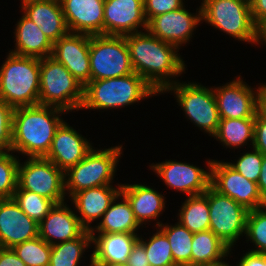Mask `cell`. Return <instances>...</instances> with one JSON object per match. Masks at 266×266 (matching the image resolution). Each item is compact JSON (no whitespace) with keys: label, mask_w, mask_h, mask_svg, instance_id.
Returning <instances> with one entry per match:
<instances>
[{"label":"cell","mask_w":266,"mask_h":266,"mask_svg":"<svg viewBox=\"0 0 266 266\" xmlns=\"http://www.w3.org/2000/svg\"><path fill=\"white\" fill-rule=\"evenodd\" d=\"M134 72L140 75L158 96L183 73L187 65L179 49L158 39L148 30L125 35Z\"/></svg>","instance_id":"cell-1"},{"label":"cell","mask_w":266,"mask_h":266,"mask_svg":"<svg viewBox=\"0 0 266 266\" xmlns=\"http://www.w3.org/2000/svg\"><path fill=\"white\" fill-rule=\"evenodd\" d=\"M65 113L62 108L47 105L14 108L11 151L21 153L23 159L45 157Z\"/></svg>","instance_id":"cell-2"},{"label":"cell","mask_w":266,"mask_h":266,"mask_svg":"<svg viewBox=\"0 0 266 266\" xmlns=\"http://www.w3.org/2000/svg\"><path fill=\"white\" fill-rule=\"evenodd\" d=\"M158 93L137 73L91 80L84 86L83 103L80 108L87 110H113L138 104L139 102L157 96Z\"/></svg>","instance_id":"cell-3"},{"label":"cell","mask_w":266,"mask_h":266,"mask_svg":"<svg viewBox=\"0 0 266 266\" xmlns=\"http://www.w3.org/2000/svg\"><path fill=\"white\" fill-rule=\"evenodd\" d=\"M40 58L9 52L0 66V99L13 108L39 105Z\"/></svg>","instance_id":"cell-4"},{"label":"cell","mask_w":266,"mask_h":266,"mask_svg":"<svg viewBox=\"0 0 266 266\" xmlns=\"http://www.w3.org/2000/svg\"><path fill=\"white\" fill-rule=\"evenodd\" d=\"M123 149V144L104 149L93 147L77 165L70 167L65 172L68 199L85 189L113 185Z\"/></svg>","instance_id":"cell-5"},{"label":"cell","mask_w":266,"mask_h":266,"mask_svg":"<svg viewBox=\"0 0 266 266\" xmlns=\"http://www.w3.org/2000/svg\"><path fill=\"white\" fill-rule=\"evenodd\" d=\"M200 4L202 23L242 43L256 45L257 26L252 19L250 0H202Z\"/></svg>","instance_id":"cell-6"},{"label":"cell","mask_w":266,"mask_h":266,"mask_svg":"<svg viewBox=\"0 0 266 266\" xmlns=\"http://www.w3.org/2000/svg\"><path fill=\"white\" fill-rule=\"evenodd\" d=\"M84 86L53 57L40 58L39 105L55 106L69 112L79 111Z\"/></svg>","instance_id":"cell-7"},{"label":"cell","mask_w":266,"mask_h":266,"mask_svg":"<svg viewBox=\"0 0 266 266\" xmlns=\"http://www.w3.org/2000/svg\"><path fill=\"white\" fill-rule=\"evenodd\" d=\"M172 93L185 118L190 120L198 130L212 136L220 122L213 86L208 87L197 81L181 80L169 86L162 94Z\"/></svg>","instance_id":"cell-8"},{"label":"cell","mask_w":266,"mask_h":266,"mask_svg":"<svg viewBox=\"0 0 266 266\" xmlns=\"http://www.w3.org/2000/svg\"><path fill=\"white\" fill-rule=\"evenodd\" d=\"M91 80L129 75L134 72L125 36L90 35Z\"/></svg>","instance_id":"cell-9"},{"label":"cell","mask_w":266,"mask_h":266,"mask_svg":"<svg viewBox=\"0 0 266 266\" xmlns=\"http://www.w3.org/2000/svg\"><path fill=\"white\" fill-rule=\"evenodd\" d=\"M17 186L52 200L66 201L65 172L44 157L27 158L19 162Z\"/></svg>","instance_id":"cell-10"},{"label":"cell","mask_w":266,"mask_h":266,"mask_svg":"<svg viewBox=\"0 0 266 266\" xmlns=\"http://www.w3.org/2000/svg\"><path fill=\"white\" fill-rule=\"evenodd\" d=\"M209 204V229L218 236L230 249L245 236L248 211L232 198L222 195L211 186L207 189ZM241 237V238H240Z\"/></svg>","instance_id":"cell-11"},{"label":"cell","mask_w":266,"mask_h":266,"mask_svg":"<svg viewBox=\"0 0 266 266\" xmlns=\"http://www.w3.org/2000/svg\"><path fill=\"white\" fill-rule=\"evenodd\" d=\"M241 77L240 74L230 82L213 86L220 118H255L260 110V99L266 83H258L259 85L253 88Z\"/></svg>","instance_id":"cell-12"},{"label":"cell","mask_w":266,"mask_h":266,"mask_svg":"<svg viewBox=\"0 0 266 266\" xmlns=\"http://www.w3.org/2000/svg\"><path fill=\"white\" fill-rule=\"evenodd\" d=\"M212 161L213 159H206V170L190 162L175 159L151 163L149 168L160 177L167 188L189 197L203 194L210 187Z\"/></svg>","instance_id":"cell-13"},{"label":"cell","mask_w":266,"mask_h":266,"mask_svg":"<svg viewBox=\"0 0 266 266\" xmlns=\"http://www.w3.org/2000/svg\"><path fill=\"white\" fill-rule=\"evenodd\" d=\"M210 169V186L218 193L232 198L247 210L266 206L257 183L242 176L228 161L213 159Z\"/></svg>","instance_id":"cell-14"},{"label":"cell","mask_w":266,"mask_h":266,"mask_svg":"<svg viewBox=\"0 0 266 266\" xmlns=\"http://www.w3.org/2000/svg\"><path fill=\"white\" fill-rule=\"evenodd\" d=\"M201 23V6L196 8V13H192L184 5L175 11L153 17L148 22L147 30L153 36L175 45L180 50L192 41L194 31Z\"/></svg>","instance_id":"cell-15"},{"label":"cell","mask_w":266,"mask_h":266,"mask_svg":"<svg viewBox=\"0 0 266 266\" xmlns=\"http://www.w3.org/2000/svg\"><path fill=\"white\" fill-rule=\"evenodd\" d=\"M147 26L144 0H105L103 35L125 36Z\"/></svg>","instance_id":"cell-16"},{"label":"cell","mask_w":266,"mask_h":266,"mask_svg":"<svg viewBox=\"0 0 266 266\" xmlns=\"http://www.w3.org/2000/svg\"><path fill=\"white\" fill-rule=\"evenodd\" d=\"M89 47L90 35L69 32L53 44L51 55L83 86L91 81Z\"/></svg>","instance_id":"cell-17"},{"label":"cell","mask_w":266,"mask_h":266,"mask_svg":"<svg viewBox=\"0 0 266 266\" xmlns=\"http://www.w3.org/2000/svg\"><path fill=\"white\" fill-rule=\"evenodd\" d=\"M93 143L80 134L65 120L56 129L48 154L44 157L66 172L77 165L94 147Z\"/></svg>","instance_id":"cell-18"},{"label":"cell","mask_w":266,"mask_h":266,"mask_svg":"<svg viewBox=\"0 0 266 266\" xmlns=\"http://www.w3.org/2000/svg\"><path fill=\"white\" fill-rule=\"evenodd\" d=\"M38 236V223L24 213L13 198L0 199L1 248H13Z\"/></svg>","instance_id":"cell-19"},{"label":"cell","mask_w":266,"mask_h":266,"mask_svg":"<svg viewBox=\"0 0 266 266\" xmlns=\"http://www.w3.org/2000/svg\"><path fill=\"white\" fill-rule=\"evenodd\" d=\"M73 209L66 201L55 204L38 224L39 237L51 246L80 237L87 229Z\"/></svg>","instance_id":"cell-20"},{"label":"cell","mask_w":266,"mask_h":266,"mask_svg":"<svg viewBox=\"0 0 266 266\" xmlns=\"http://www.w3.org/2000/svg\"><path fill=\"white\" fill-rule=\"evenodd\" d=\"M105 0H60L70 33L103 35Z\"/></svg>","instance_id":"cell-21"},{"label":"cell","mask_w":266,"mask_h":266,"mask_svg":"<svg viewBox=\"0 0 266 266\" xmlns=\"http://www.w3.org/2000/svg\"><path fill=\"white\" fill-rule=\"evenodd\" d=\"M121 187L122 183H116L114 186L103 185L82 190L69 198L78 219L87 230L94 227L93 223L95 221H97L95 223H98L101 220L113 200L121 193Z\"/></svg>","instance_id":"cell-22"},{"label":"cell","mask_w":266,"mask_h":266,"mask_svg":"<svg viewBox=\"0 0 266 266\" xmlns=\"http://www.w3.org/2000/svg\"><path fill=\"white\" fill-rule=\"evenodd\" d=\"M121 192L126 196L131 204L135 219L143 227L149 223L159 227L163 222L158 217L162 216L166 208L165 195L158 192L150 185L145 183H122ZM144 224V225H143Z\"/></svg>","instance_id":"cell-23"},{"label":"cell","mask_w":266,"mask_h":266,"mask_svg":"<svg viewBox=\"0 0 266 266\" xmlns=\"http://www.w3.org/2000/svg\"><path fill=\"white\" fill-rule=\"evenodd\" d=\"M21 13L33 21L54 44L69 33L60 0L20 3Z\"/></svg>","instance_id":"cell-24"},{"label":"cell","mask_w":266,"mask_h":266,"mask_svg":"<svg viewBox=\"0 0 266 266\" xmlns=\"http://www.w3.org/2000/svg\"><path fill=\"white\" fill-rule=\"evenodd\" d=\"M138 233H92V263L127 264Z\"/></svg>","instance_id":"cell-25"},{"label":"cell","mask_w":266,"mask_h":266,"mask_svg":"<svg viewBox=\"0 0 266 266\" xmlns=\"http://www.w3.org/2000/svg\"><path fill=\"white\" fill-rule=\"evenodd\" d=\"M15 25L13 32L15 48L8 52L36 58L52 55L53 43L33 21L23 14Z\"/></svg>","instance_id":"cell-26"},{"label":"cell","mask_w":266,"mask_h":266,"mask_svg":"<svg viewBox=\"0 0 266 266\" xmlns=\"http://www.w3.org/2000/svg\"><path fill=\"white\" fill-rule=\"evenodd\" d=\"M140 227L130 202L121 192L105 211L100 222L91 229V233H137L142 229Z\"/></svg>","instance_id":"cell-27"},{"label":"cell","mask_w":266,"mask_h":266,"mask_svg":"<svg viewBox=\"0 0 266 266\" xmlns=\"http://www.w3.org/2000/svg\"><path fill=\"white\" fill-rule=\"evenodd\" d=\"M191 250V266L214 264L232 256L231 249L210 229L194 233Z\"/></svg>","instance_id":"cell-28"},{"label":"cell","mask_w":266,"mask_h":266,"mask_svg":"<svg viewBox=\"0 0 266 266\" xmlns=\"http://www.w3.org/2000/svg\"><path fill=\"white\" fill-rule=\"evenodd\" d=\"M254 123L255 118L229 119L220 118L218 129L212 136L219 144L229 149H242L244 146L254 143ZM250 143V144H249Z\"/></svg>","instance_id":"cell-29"},{"label":"cell","mask_w":266,"mask_h":266,"mask_svg":"<svg viewBox=\"0 0 266 266\" xmlns=\"http://www.w3.org/2000/svg\"><path fill=\"white\" fill-rule=\"evenodd\" d=\"M89 248H92V233L86 230L76 239L52 245L49 266H79L81 261H85L83 255ZM89 260L87 266H92V254Z\"/></svg>","instance_id":"cell-30"},{"label":"cell","mask_w":266,"mask_h":266,"mask_svg":"<svg viewBox=\"0 0 266 266\" xmlns=\"http://www.w3.org/2000/svg\"><path fill=\"white\" fill-rule=\"evenodd\" d=\"M177 215V220L193 234L209 230L207 190L203 194L192 195L184 199Z\"/></svg>","instance_id":"cell-31"},{"label":"cell","mask_w":266,"mask_h":266,"mask_svg":"<svg viewBox=\"0 0 266 266\" xmlns=\"http://www.w3.org/2000/svg\"><path fill=\"white\" fill-rule=\"evenodd\" d=\"M162 223L158 228L166 235L177 266H191V244L194 234L179 221L174 225Z\"/></svg>","instance_id":"cell-32"},{"label":"cell","mask_w":266,"mask_h":266,"mask_svg":"<svg viewBox=\"0 0 266 266\" xmlns=\"http://www.w3.org/2000/svg\"><path fill=\"white\" fill-rule=\"evenodd\" d=\"M156 232L148 236L139 235V241L144 245L151 266H177L174 262L170 243L166 235L156 227ZM143 237V238H142Z\"/></svg>","instance_id":"cell-33"},{"label":"cell","mask_w":266,"mask_h":266,"mask_svg":"<svg viewBox=\"0 0 266 266\" xmlns=\"http://www.w3.org/2000/svg\"><path fill=\"white\" fill-rule=\"evenodd\" d=\"M13 199L22 211L38 224L55 205L52 200L40 196L35 192L20 189L18 186L14 192Z\"/></svg>","instance_id":"cell-34"},{"label":"cell","mask_w":266,"mask_h":266,"mask_svg":"<svg viewBox=\"0 0 266 266\" xmlns=\"http://www.w3.org/2000/svg\"><path fill=\"white\" fill-rule=\"evenodd\" d=\"M245 238L254 246L248 251L266 254V206L248 211Z\"/></svg>","instance_id":"cell-35"},{"label":"cell","mask_w":266,"mask_h":266,"mask_svg":"<svg viewBox=\"0 0 266 266\" xmlns=\"http://www.w3.org/2000/svg\"><path fill=\"white\" fill-rule=\"evenodd\" d=\"M12 249L27 266H49L51 245L39 236L17 244Z\"/></svg>","instance_id":"cell-36"},{"label":"cell","mask_w":266,"mask_h":266,"mask_svg":"<svg viewBox=\"0 0 266 266\" xmlns=\"http://www.w3.org/2000/svg\"><path fill=\"white\" fill-rule=\"evenodd\" d=\"M20 160L12 151L0 152V199L13 198L17 189Z\"/></svg>","instance_id":"cell-37"},{"label":"cell","mask_w":266,"mask_h":266,"mask_svg":"<svg viewBox=\"0 0 266 266\" xmlns=\"http://www.w3.org/2000/svg\"><path fill=\"white\" fill-rule=\"evenodd\" d=\"M240 154L237 160H235L236 163L233 161L228 162V164L248 180L257 183L260 176L263 154L253 147L251 150H246Z\"/></svg>","instance_id":"cell-38"},{"label":"cell","mask_w":266,"mask_h":266,"mask_svg":"<svg viewBox=\"0 0 266 266\" xmlns=\"http://www.w3.org/2000/svg\"><path fill=\"white\" fill-rule=\"evenodd\" d=\"M14 108L0 99V152L11 151Z\"/></svg>","instance_id":"cell-39"},{"label":"cell","mask_w":266,"mask_h":266,"mask_svg":"<svg viewBox=\"0 0 266 266\" xmlns=\"http://www.w3.org/2000/svg\"><path fill=\"white\" fill-rule=\"evenodd\" d=\"M185 0H144V14L147 22L153 17L175 11L185 5Z\"/></svg>","instance_id":"cell-40"},{"label":"cell","mask_w":266,"mask_h":266,"mask_svg":"<svg viewBox=\"0 0 266 266\" xmlns=\"http://www.w3.org/2000/svg\"><path fill=\"white\" fill-rule=\"evenodd\" d=\"M253 148L266 155V115L261 110L255 117Z\"/></svg>","instance_id":"cell-41"},{"label":"cell","mask_w":266,"mask_h":266,"mask_svg":"<svg viewBox=\"0 0 266 266\" xmlns=\"http://www.w3.org/2000/svg\"><path fill=\"white\" fill-rule=\"evenodd\" d=\"M127 266H151L144 245L138 240L128 257Z\"/></svg>","instance_id":"cell-42"},{"label":"cell","mask_w":266,"mask_h":266,"mask_svg":"<svg viewBox=\"0 0 266 266\" xmlns=\"http://www.w3.org/2000/svg\"><path fill=\"white\" fill-rule=\"evenodd\" d=\"M235 266H266V254L246 251Z\"/></svg>","instance_id":"cell-43"},{"label":"cell","mask_w":266,"mask_h":266,"mask_svg":"<svg viewBox=\"0 0 266 266\" xmlns=\"http://www.w3.org/2000/svg\"><path fill=\"white\" fill-rule=\"evenodd\" d=\"M0 266H27L12 248L0 247Z\"/></svg>","instance_id":"cell-44"},{"label":"cell","mask_w":266,"mask_h":266,"mask_svg":"<svg viewBox=\"0 0 266 266\" xmlns=\"http://www.w3.org/2000/svg\"><path fill=\"white\" fill-rule=\"evenodd\" d=\"M250 9L256 26L266 19V0H250Z\"/></svg>","instance_id":"cell-45"},{"label":"cell","mask_w":266,"mask_h":266,"mask_svg":"<svg viewBox=\"0 0 266 266\" xmlns=\"http://www.w3.org/2000/svg\"><path fill=\"white\" fill-rule=\"evenodd\" d=\"M258 190L263 200L266 202V155H263L260 176L257 182Z\"/></svg>","instance_id":"cell-46"},{"label":"cell","mask_w":266,"mask_h":266,"mask_svg":"<svg viewBox=\"0 0 266 266\" xmlns=\"http://www.w3.org/2000/svg\"><path fill=\"white\" fill-rule=\"evenodd\" d=\"M266 46V19L257 26L256 46Z\"/></svg>","instance_id":"cell-47"},{"label":"cell","mask_w":266,"mask_h":266,"mask_svg":"<svg viewBox=\"0 0 266 266\" xmlns=\"http://www.w3.org/2000/svg\"><path fill=\"white\" fill-rule=\"evenodd\" d=\"M260 110L266 115V87L261 95Z\"/></svg>","instance_id":"cell-48"},{"label":"cell","mask_w":266,"mask_h":266,"mask_svg":"<svg viewBox=\"0 0 266 266\" xmlns=\"http://www.w3.org/2000/svg\"><path fill=\"white\" fill-rule=\"evenodd\" d=\"M92 266H127L122 263H92Z\"/></svg>","instance_id":"cell-49"},{"label":"cell","mask_w":266,"mask_h":266,"mask_svg":"<svg viewBox=\"0 0 266 266\" xmlns=\"http://www.w3.org/2000/svg\"><path fill=\"white\" fill-rule=\"evenodd\" d=\"M199 266H233V265L229 264V262L227 263V260L225 259V261L223 260V261L218 262V263L199 265Z\"/></svg>","instance_id":"cell-50"},{"label":"cell","mask_w":266,"mask_h":266,"mask_svg":"<svg viewBox=\"0 0 266 266\" xmlns=\"http://www.w3.org/2000/svg\"><path fill=\"white\" fill-rule=\"evenodd\" d=\"M31 1H41V0H21L20 2L21 3H28V2H31Z\"/></svg>","instance_id":"cell-51"}]
</instances>
